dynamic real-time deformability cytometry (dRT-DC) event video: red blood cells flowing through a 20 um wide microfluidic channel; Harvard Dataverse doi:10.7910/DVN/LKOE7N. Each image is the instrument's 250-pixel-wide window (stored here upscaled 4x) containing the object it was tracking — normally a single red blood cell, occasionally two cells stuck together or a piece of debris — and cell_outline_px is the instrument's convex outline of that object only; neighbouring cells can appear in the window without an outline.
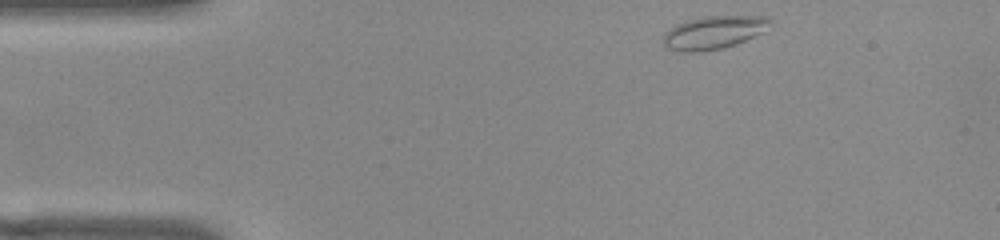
{"species": "common noctule bat (a hibernating species)", "species_latin": "Nyctalus noctula", "temperature_condition": "warm", "stored_images_in_passage": 46, "camera_frame_rate_fps": 3000, "um_per_image_px": 0.085, "animal": {"sex": "female", "body_mass_g": 22.0, "forearm_length_mm": 56.7}, "frame": {"image": 1, "passage_image": 1, "time_ms": 0.0, "image_size_px": [1000, 240], "cell_outline_px": [[772, 24], [764, 32], [736, 44], [724, 48], [700, 52], [680, 52], [668, 48], [664, 44], [664, 32], [676, 24], [684, 20], [708, 16], [768, 16], [772, 20]], "centroid_in_image_um": [60.68, 2.76], "position_along_channel_um": 24.3, "area_um2": 20.87}}
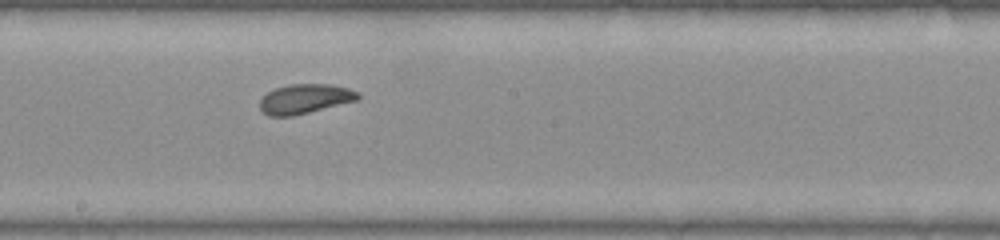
{"frame": {"image": 2, "passage_image": 22, "time_ms": 7.0, "image_size_px": [1000, 240], "cell_outline_px": [[360, 96], [356, 100], [292, 116], [268, 116], [260, 108], [260, 100], [268, 92], [276, 88], [288, 84], [328, 84], [348, 88], [356, 92]], "centroid_in_image_um": [25.88, 8.39], "position_along_channel_um": 222.3, "area_um2": 16.53}}
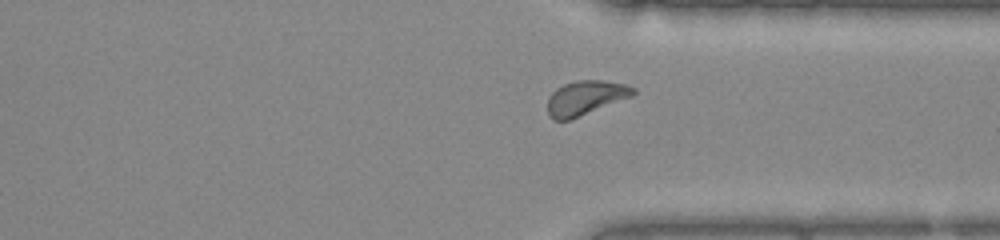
{"frame": {"image": 3, "passage_image": 33, "time_ms": 10.667, "image_size_px": [1000, 240], "cell_outline_px": [[636, 92], [632, 96], [572, 120], [552, 120], [548, 116], [548, 96], [556, 88], [564, 84], [576, 80], [604, 80], [624, 84], [636, 88]], "centroid_in_image_um": [49.75, 8.32], "position_along_channel_um": 361.7, "area_um2": 17.4}, "authors_computed_cell_mechanics": {"area_um2": 17.1955, "velocity_mm_per_s": 3.7945, "shape_relaxation_time_tau1_ms": 3.8141, "shape_relaxation_time_tau2_ms": 3.4615, "deformation_change_tau1": 0.1208, "deformation_change_tau2": 0.1015}}